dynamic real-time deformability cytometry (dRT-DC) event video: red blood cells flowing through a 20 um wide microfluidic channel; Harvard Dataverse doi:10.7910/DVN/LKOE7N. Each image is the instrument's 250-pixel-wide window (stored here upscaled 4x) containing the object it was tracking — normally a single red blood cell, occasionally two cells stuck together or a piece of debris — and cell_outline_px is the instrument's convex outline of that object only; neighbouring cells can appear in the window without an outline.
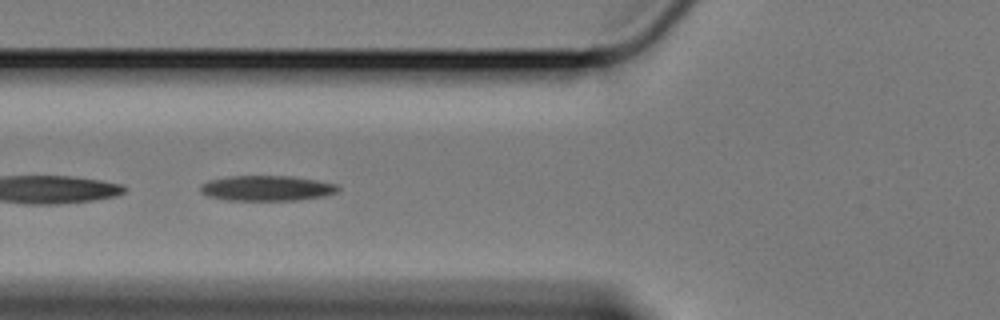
{"species": "Egyptian fruit bat (a non-hibernating species)", "species_latin": "Rousettus aegyptiacus", "temperature_condition": "cold", "stored_images_in_passage": 20, "camera_frame_rate_fps": 3000, "um_per_image_px": 0.085, "animal": {"sex": "female"}, "frame": {"image": 1, "passage_image": 6, "time_ms": 1.667, "image_size_px": [1000, 320], "cell_outline_px": [[340, 188], [336, 192], [324, 196], [296, 200], [228, 200], [208, 196], [200, 192], [200, 184], [208, 180], [228, 176], [292, 176], [316, 180], [336, 184]], "centroid_in_image_um": [22.64, 15.99], "position_along_channel_um": 103.2, "area_um2": 20.29}}